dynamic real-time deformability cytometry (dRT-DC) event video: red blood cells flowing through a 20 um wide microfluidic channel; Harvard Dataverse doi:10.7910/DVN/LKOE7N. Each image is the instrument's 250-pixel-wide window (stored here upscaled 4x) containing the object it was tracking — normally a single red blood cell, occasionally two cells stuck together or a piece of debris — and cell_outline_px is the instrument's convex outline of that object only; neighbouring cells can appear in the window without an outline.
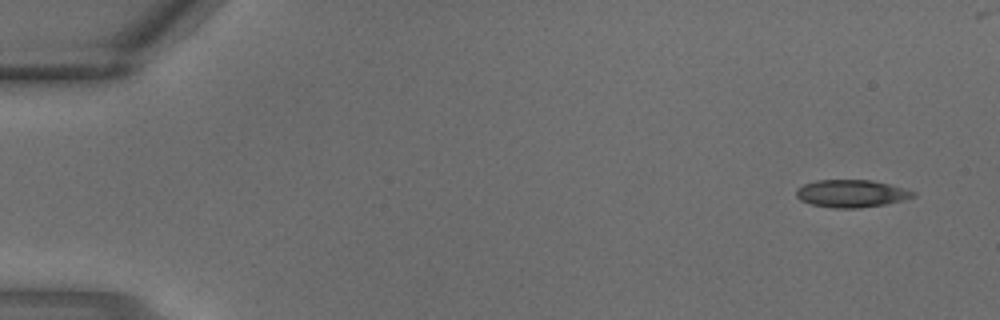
{"species": "common noctule bat (a hibernating species)", "species_latin": "Nyctalus noctula", "temperature_condition": "warm", "stored_images_in_passage": 4, "camera_frame_rate_fps": 3000, "um_per_image_px": 0.085, "animal": {"sex": "male", "body_mass_g": 18.8}, "frame": {"image": 1, "passage_image": 1, "time_ms": 0.0, "image_size_px": [1000, 320], "cell_outline_px": [[916, 196], [904, 200], [884, 204], [860, 208], [832, 208], [812, 204], [800, 200], [796, 196], [796, 188], [804, 184], [816, 180], [872, 180], [904, 188], [916, 192]], "centroid_in_image_um": [72.36, 16.45], "position_along_channel_um": 12.6, "area_um2": 18.79}}